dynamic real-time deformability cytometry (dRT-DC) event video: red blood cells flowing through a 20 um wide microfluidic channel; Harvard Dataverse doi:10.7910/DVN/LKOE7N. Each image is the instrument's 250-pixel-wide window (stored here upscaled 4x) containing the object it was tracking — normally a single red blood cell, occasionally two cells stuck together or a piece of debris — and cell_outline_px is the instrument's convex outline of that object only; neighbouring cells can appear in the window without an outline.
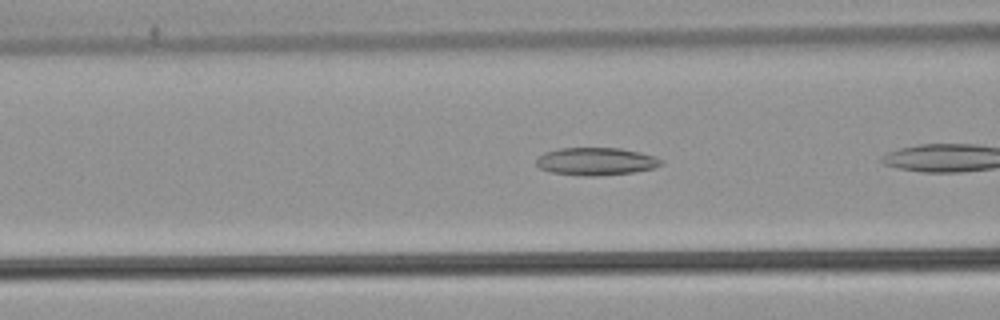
{"species": "common noctule bat (a hibernating species)", "species_latin": "Nyctalus noctula", "temperature_condition": "warm", "stored_images_in_passage": 8, "camera_frame_rate_fps": 3000, "um_per_image_px": 0.085, "animal": {"sex": "male", "body_mass_g": 21.5, "forearm_length_mm": 52.0}, "frame": {"image": 1, "passage_image": 4, "time_ms": 1.0, "image_size_px": [1000, 320], "cell_outline_px": [[664, 164], [652, 168], [632, 172], [596, 176], [588, 176], [552, 172], [540, 168], [536, 164], [536, 160], [544, 152], [560, 148], [620, 148], [640, 152], [664, 160]], "centroid_in_image_um": [50.67, 13.71], "position_along_channel_um": 115.9, "area_um2": 19.94}}
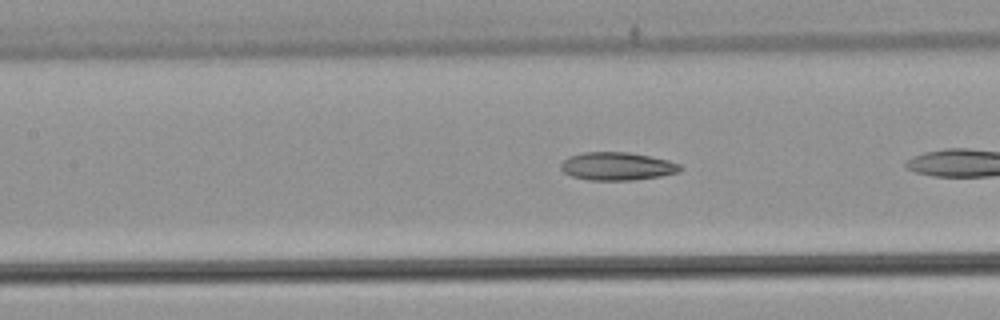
{"frame": {"image": 2, "passage_image": 7, "time_ms": 2.0, "image_size_px": [1000, 320], "cell_outline_px": [[684, 168], [680, 172], [660, 176], [632, 180], [588, 180], [572, 176], [564, 172], [560, 168], [560, 164], [568, 156], [584, 152], [628, 152], [668, 160], [680, 164]], "centroid_in_image_um": [52.46, 14.13], "position_along_channel_um": 154.9, "area_um2": 19.54}}